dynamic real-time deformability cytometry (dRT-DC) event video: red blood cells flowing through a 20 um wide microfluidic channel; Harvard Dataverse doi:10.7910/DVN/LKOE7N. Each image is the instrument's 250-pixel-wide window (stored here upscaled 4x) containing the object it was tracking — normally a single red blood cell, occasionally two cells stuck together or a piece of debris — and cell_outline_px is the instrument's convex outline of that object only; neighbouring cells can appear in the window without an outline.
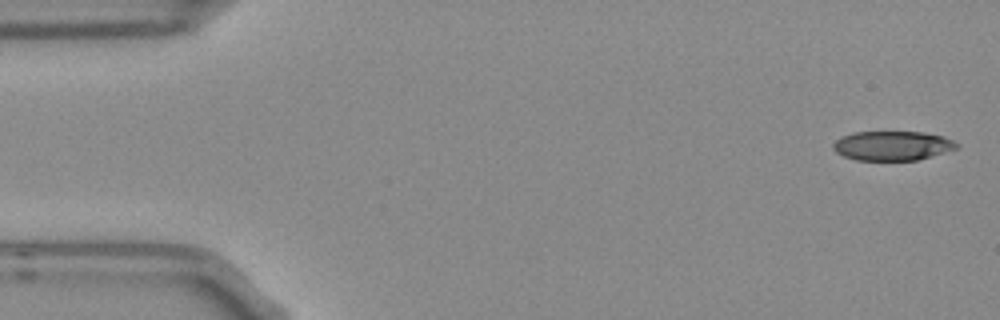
{"species": "Egyptian fruit bat (a non-hibernating species)", "species_latin": "Rousettus aegyptiacus", "temperature_condition": "room temperature", "stored_images_in_passage": 5, "camera_frame_rate_fps": 3000, "um_per_image_px": 0.085, "frame": {"image": 1, "passage_image": 1, "time_ms": 0.0, "image_size_px": [1000, 320], "cell_outline_px": [[956, 148], [944, 152], [916, 160], [856, 160], [844, 156], [836, 152], [832, 148], [832, 144], [840, 136], [852, 132], [920, 132], [944, 136], [952, 140], [956, 144]], "centroid_in_image_um": [75.78, 12.38], "position_along_channel_um": 9.2, "area_um2": 20.98}}